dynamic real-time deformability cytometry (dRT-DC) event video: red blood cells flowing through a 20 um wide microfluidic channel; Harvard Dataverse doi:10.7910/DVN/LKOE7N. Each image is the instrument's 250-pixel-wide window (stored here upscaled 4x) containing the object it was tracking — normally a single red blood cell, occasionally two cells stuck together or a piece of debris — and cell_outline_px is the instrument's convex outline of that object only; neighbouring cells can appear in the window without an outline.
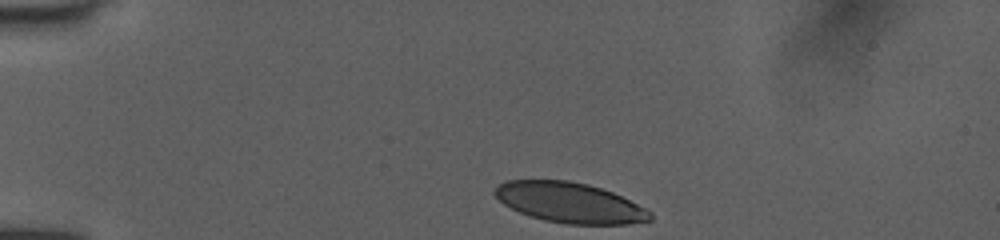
{"species": "human", "species_latin": "Homo sapiens", "temperature_condition": "room temperature", "stored_images_in_passage": 34, "camera_frame_rate_fps": 3000, "um_per_image_px": 0.085, "donor": {"sex": "female"}, "frame": {"image": 1, "passage_image": 1, "time_ms": 0.0, "image_size_px": [1000, 240], "cell_outline_px": [[652, 220], [628, 224], [564, 224], [544, 220], [520, 212], [504, 204], [492, 192], [496, 184], [504, 180], [568, 180], [588, 184], [612, 192], [652, 212]], "centroid_in_image_um": [48.39, 17.21], "position_along_channel_um": 36.6, "area_um2": 36.36}}
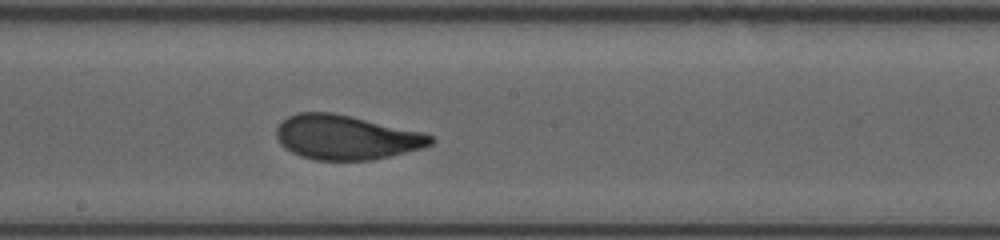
{"frame": {"image": 2, "passage_image": 19, "time_ms": 6.0, "image_size_px": [1000, 240], "cell_outline_px": [[436, 140], [432, 144], [420, 148], [372, 160], [316, 160], [300, 156], [284, 148], [280, 144], [276, 136], [276, 128], [288, 116], [300, 112], [332, 112], [424, 132], [432, 136]], "centroid_in_image_um": [29.4, 11.67], "position_along_channel_um": 218.8, "area_um2": 39.82}}
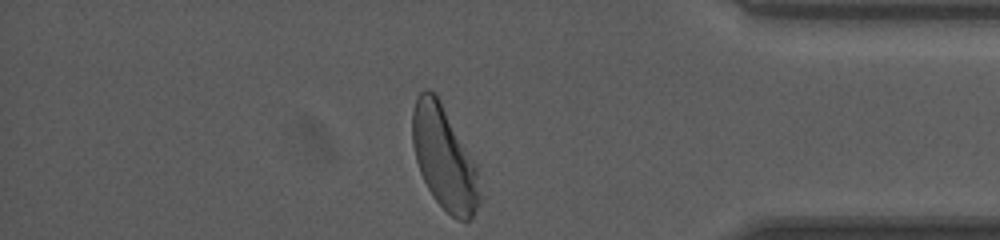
{"frame": {"image": 3, "passage_image": 34, "time_ms": 11.0, "image_size_px": [1000, 240], "cell_outline_px": [[480, 204], [472, 216], [468, 220], [456, 220], [432, 196], [420, 172], [416, 160], [412, 144], [412, 112], [416, 96], [424, 88], [428, 88], [436, 92], [476, 164], [480, 192]], "centroid_in_image_um": [37.74, 13.39], "position_along_channel_um": 397.5, "area_um2": 40.52}, "authors_computed_cell_mechanics": {"area_um2": 39.6219, "velocity_mm_per_s": 4.0104, "shape_relaxation_time_tau1_ms": 3.1411, "shape_relaxation_time_tau2_ms": 0.6865, "deformation_change_tau1": 0.1648, "deformation_change_tau2": 0.0722}}